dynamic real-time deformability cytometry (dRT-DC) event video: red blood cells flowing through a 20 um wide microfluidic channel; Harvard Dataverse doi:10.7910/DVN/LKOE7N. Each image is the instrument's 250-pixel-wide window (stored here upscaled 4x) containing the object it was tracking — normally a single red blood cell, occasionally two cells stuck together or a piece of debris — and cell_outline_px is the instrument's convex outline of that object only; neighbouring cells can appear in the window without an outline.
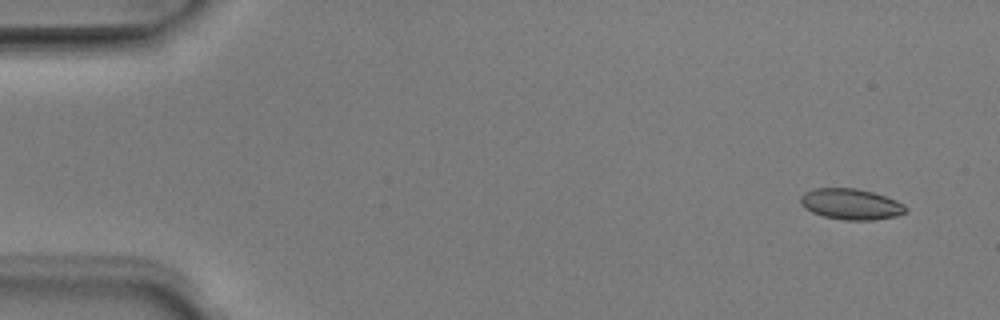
{"species": "Egyptian fruit bat (a non-hibernating species)", "species_latin": "Rousettus aegyptiacus", "temperature_condition": "room temperature", "stored_images_in_passage": 7, "camera_frame_rate_fps": 3000, "um_per_image_px": 0.085, "animal": {"sex": "male"}, "frame": {"image": 1, "passage_image": 1, "time_ms": 0.0, "image_size_px": [1000, 320], "cell_outline_px": [[908, 208], [904, 212], [896, 216], [872, 220], [844, 220], [824, 216], [812, 212], [804, 208], [800, 204], [800, 196], [804, 192], [816, 188], [856, 188], [872, 192], [896, 200], [904, 204]], "centroid_in_image_um": [72.3, 17.35], "position_along_channel_um": 12.7, "area_um2": 18.9}}
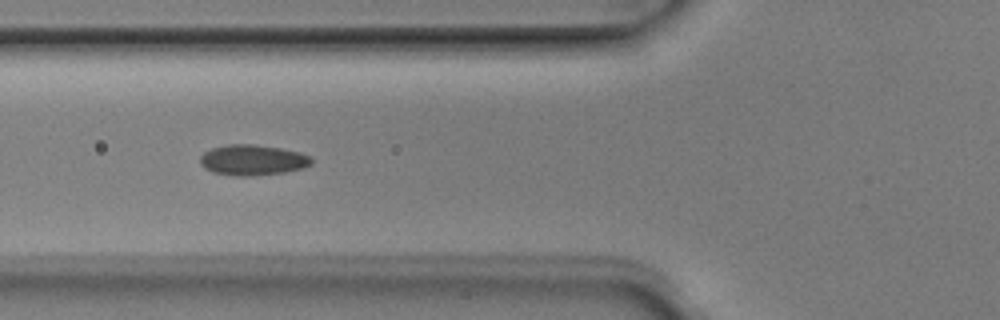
{"frame": {"image": 2, "passage_image": 5, "time_ms": 1.333, "image_size_px": [1000, 320], "cell_outline_px": [[312, 164], [304, 168], [284, 172], [252, 176], [236, 176], [212, 172], [204, 168], [200, 164], [200, 156], [204, 152], [212, 148], [228, 144], [256, 144], [280, 148], [300, 152], [312, 156]], "centroid_in_image_um": [21.48, 13.6], "position_along_channel_um": 104.3, "area_um2": 20.06}}
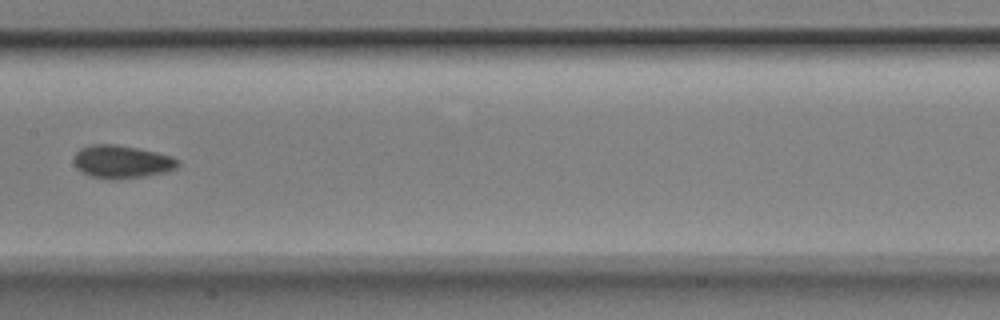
{"frame": {"image": 3, "passage_image": 7, "time_ms": 2.0, "image_size_px": [1000, 320], "cell_outline_px": [[180, 164], [176, 168], [168, 172], [144, 176], [92, 176], [76, 168], [72, 160], [76, 152], [80, 148], [92, 144], [116, 144], [156, 152], [172, 156], [180, 160]], "centroid_in_image_um": [10.38, 13.69], "position_along_channel_um": 197.0, "area_um2": 19.36}}